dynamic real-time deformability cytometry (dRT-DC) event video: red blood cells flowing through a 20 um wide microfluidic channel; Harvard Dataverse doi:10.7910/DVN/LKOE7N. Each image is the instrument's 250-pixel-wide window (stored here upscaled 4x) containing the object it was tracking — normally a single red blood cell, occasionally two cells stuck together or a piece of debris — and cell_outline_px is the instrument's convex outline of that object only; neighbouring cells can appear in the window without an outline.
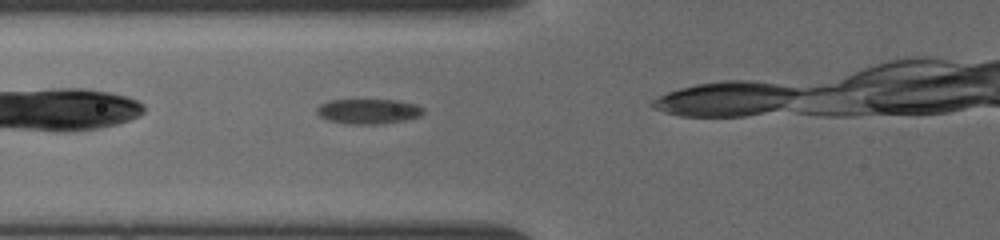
{"species": "common noctule bat (a hibernating species)", "species_latin": "Nyctalus noctula", "temperature_condition": "cold", "stored_images_in_passage": 6, "camera_frame_rate_fps": 3000, "um_per_image_px": 0.085, "animal": {"sex": "female", "body_mass_g": 19.5, "forearm_length_mm": 54.1}, "frame": {"image": 1, "passage_image": 3, "time_ms": 1.0, "image_size_px": [1000, 240], "cell_outline_px": [[424, 112], [420, 116], [404, 120], [384, 124], [348, 124], [328, 120], [320, 116], [316, 112], [316, 108], [320, 104], [332, 100], [400, 100], [416, 104], [424, 108]], "centroid_in_image_um": [31.33, 9.46], "position_along_channel_um": 94.5, "area_um2": 15.61}}